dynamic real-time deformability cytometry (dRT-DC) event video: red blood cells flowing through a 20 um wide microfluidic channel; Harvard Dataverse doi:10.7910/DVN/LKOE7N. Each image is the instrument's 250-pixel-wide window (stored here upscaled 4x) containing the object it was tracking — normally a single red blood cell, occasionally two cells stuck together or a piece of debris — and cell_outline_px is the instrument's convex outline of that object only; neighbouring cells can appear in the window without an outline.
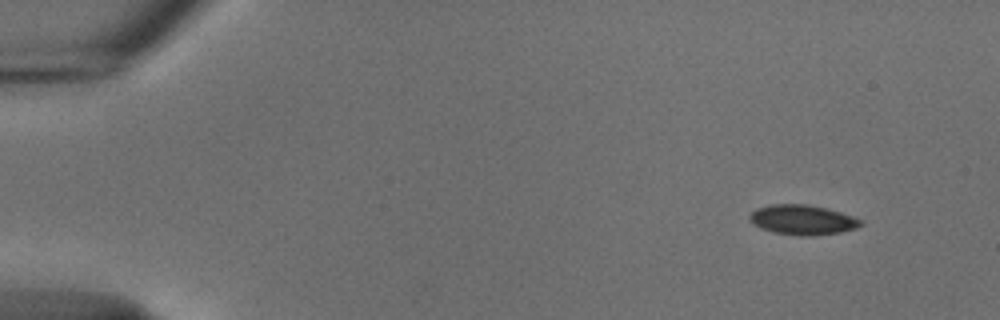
{"species": "common noctule bat (a hibernating species)", "species_latin": "Nyctalus noctula", "temperature_condition": "cold", "stored_images_in_passage": 50, "camera_frame_rate_fps": 3000, "um_per_image_px": 0.085, "animal": {"sex": "male", "body_mass_g": 18.8}, "frame": {"image": 1, "passage_image": 1, "time_ms": 0.0, "image_size_px": [1000, 320], "cell_outline_px": [[864, 224], [856, 228], [840, 232], [812, 236], [800, 236], [776, 232], [760, 228], [748, 220], [748, 216], [756, 208], [772, 204], [808, 204], [828, 208], [856, 216], [864, 220]], "centroid_in_image_um": [68.27, 18.67], "position_along_channel_um": 16.7, "area_um2": 19.65}}
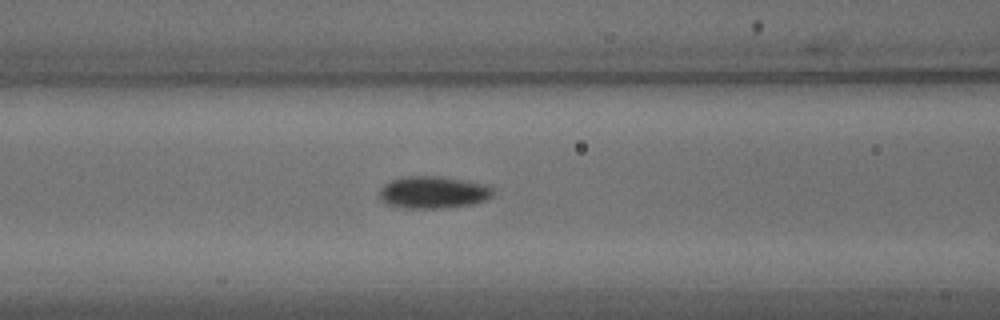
{"frame": {"image": 2, "passage_image": 19, "time_ms": 6.0, "image_size_px": [1000, 320], "cell_outline_px": [[496, 192], [492, 196], [484, 200], [468, 204], [440, 208], [404, 208], [388, 204], [380, 200], [380, 188], [384, 184], [392, 180], [404, 176], [440, 176], [488, 184]], "centroid_in_image_um": [36.82, 16.33], "position_along_channel_um": 129.8, "area_um2": 21.27}}
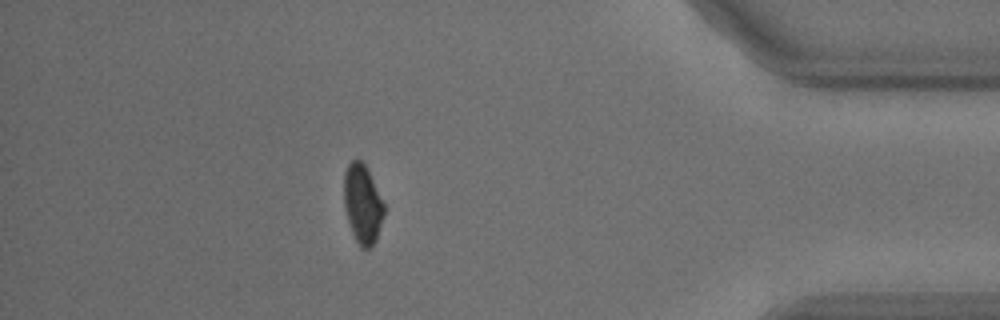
{"frame": {"image": 3, "passage_image": 44, "time_ms": 14.333, "image_size_px": [1000, 320], "cell_outline_px": [[384, 216], [376, 240], [368, 248], [360, 248], [352, 232], [348, 220], [344, 204], [344, 172], [348, 164], [352, 160], [360, 160], [368, 168], [384, 204]], "centroid_in_image_um": [30.82, 17.32], "position_along_channel_um": 404.4, "area_um2": 18.38}, "authors_computed_cell_mechanics": {"area_um2": 19.941, "velocity_mm_per_s": 3.7493, "shape_relaxation_time_tau1_ms": 6.287, "shape_relaxation_time_tau2_ms": null, "deformation_change_tau1": 0.1141, "deformation_change_tau2": null}}